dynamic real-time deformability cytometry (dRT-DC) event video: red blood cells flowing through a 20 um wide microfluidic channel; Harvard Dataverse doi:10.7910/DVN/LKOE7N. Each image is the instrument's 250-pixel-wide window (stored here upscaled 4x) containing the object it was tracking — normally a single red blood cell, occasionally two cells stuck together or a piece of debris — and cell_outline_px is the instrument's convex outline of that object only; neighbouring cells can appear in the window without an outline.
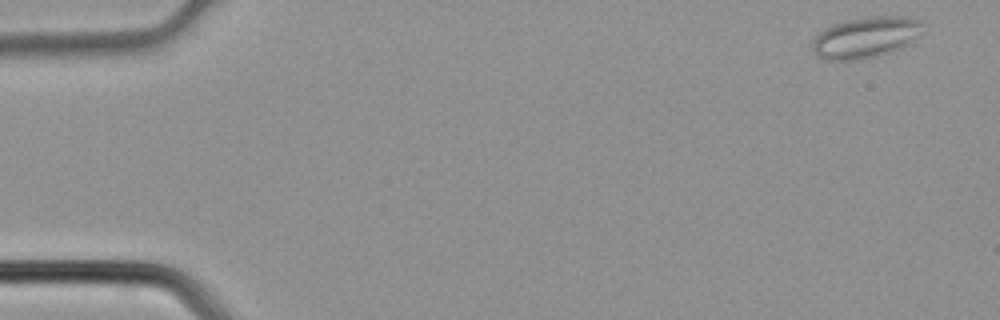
{"species": "common noctule bat (a hibernating species)", "species_latin": "Nyctalus noctula", "temperature_condition": "cold", "stored_images_in_passage": 3, "camera_frame_rate_fps": 3000, "um_per_image_px": 0.085, "animal": {"sex": "male", "body_mass_g": 21.5, "forearm_length_mm": 52.0}, "frame": {"image": 1, "passage_image": 1, "time_ms": 0.0, "image_size_px": [1000, 320], "cell_outline_px": [[920, 24], [912, 40], [908, 44], [892, 52], [856, 60], [828, 60], [816, 56], [812, 52], [812, 40], [824, 28], [848, 20], [864, 16], [908, 16], [920, 20]], "centroid_in_image_um": [73.49, 3.18], "position_along_channel_um": 11.5, "area_um2": 26.07}}